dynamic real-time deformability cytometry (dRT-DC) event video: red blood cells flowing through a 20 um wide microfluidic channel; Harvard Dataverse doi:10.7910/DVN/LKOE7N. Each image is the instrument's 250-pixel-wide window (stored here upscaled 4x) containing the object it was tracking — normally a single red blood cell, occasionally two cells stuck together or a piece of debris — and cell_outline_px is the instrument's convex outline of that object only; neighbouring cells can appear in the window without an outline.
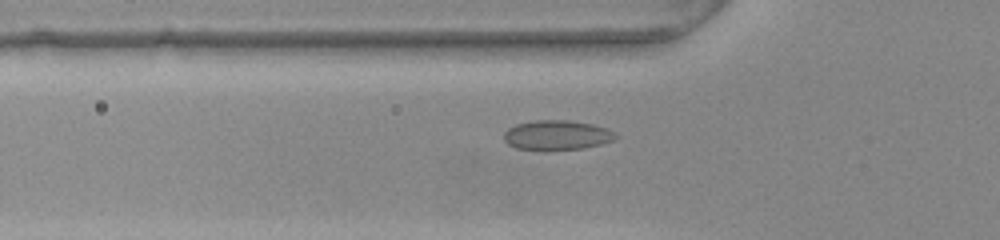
{"species": "common noctule bat (a hibernating species)", "species_latin": "Nyctalus noctula", "temperature_condition": "warm", "stored_images_in_passage": 37, "camera_frame_rate_fps": 3000, "um_per_image_px": 0.085, "animal": {"sex": "female", "body_mass_g": 22.0, "forearm_length_mm": 56.7}, "frame": {"image": 1, "passage_image": 6, "time_ms": 1.667, "image_size_px": [1000, 240], "cell_outline_px": [[620, 136], [612, 140], [600, 144], [584, 148], [516, 148], [508, 144], [504, 140], [504, 132], [508, 128], [516, 124], [532, 120], [568, 120], [592, 124], [616, 132]], "centroid_in_image_um": [47.34, 11.45], "position_along_channel_um": 78.5, "area_um2": 18.84}}
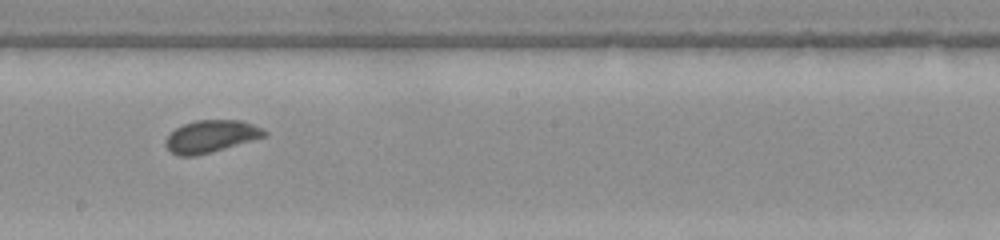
{"frame": {"image": 2, "passage_image": 18, "time_ms": 5.667, "image_size_px": [1000, 240], "cell_outline_px": [[268, 136], [212, 152], [196, 156], [180, 156], [172, 152], [164, 144], [164, 140], [176, 128], [184, 124], [196, 120], [240, 120], [252, 124], [268, 132]], "centroid_in_image_um": [17.95, 11.59], "position_along_channel_um": 230.3, "area_um2": 18.55}}
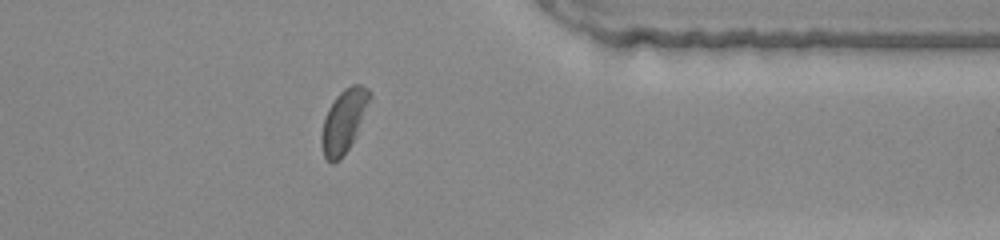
{"frame": {"image": 3, "passage_image": 31, "time_ms": 10.0, "image_size_px": [1000, 240], "cell_outline_px": [[372, 96], [356, 136], [340, 160], [332, 164], [324, 156], [320, 140], [320, 136], [324, 116], [328, 108], [336, 96], [344, 88], [352, 84], [360, 84], [368, 88], [372, 92]], "centroid_in_image_um": [29.22, 10.27], "position_along_channel_um": 382.2, "area_um2": 17.92}, "authors_computed_cell_mechanics": {"area_um2": 18.5538, "velocity_mm_per_s": 3.7928, "shape_relaxation_time_tau1_ms": 2.3368, "shape_relaxation_time_tau2_ms": null, "deformation_change_tau1": 0.0648, "deformation_change_tau2": null}}